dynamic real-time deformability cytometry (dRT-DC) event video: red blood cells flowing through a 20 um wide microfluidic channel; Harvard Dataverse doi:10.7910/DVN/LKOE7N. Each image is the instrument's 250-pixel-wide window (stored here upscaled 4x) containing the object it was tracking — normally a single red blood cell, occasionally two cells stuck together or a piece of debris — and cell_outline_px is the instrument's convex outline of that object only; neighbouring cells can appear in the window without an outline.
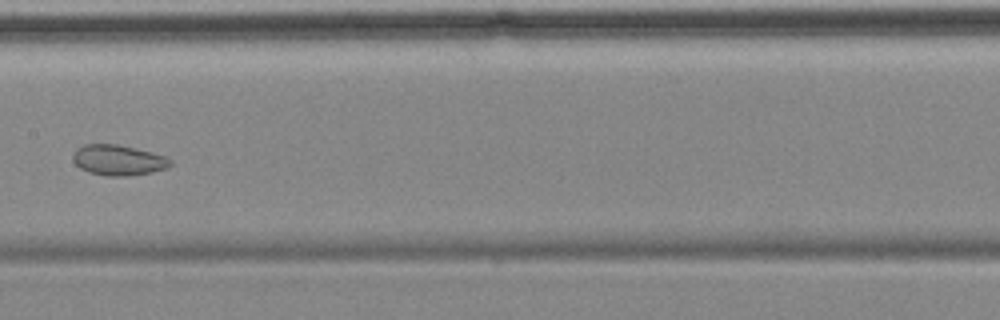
{"species": "common noctule bat (a hibernating species)", "species_latin": "Nyctalus noctula", "temperature_condition": "cold", "stored_images_in_passage": 9, "camera_frame_rate_fps": 3000, "um_per_image_px": 0.085, "animal": {"sex": "female", "body_mass_g": 18.4}, "frame": {"image": 1, "passage_image": 7, "time_ms": 8.0, "image_size_px": [1000, 320], "cell_outline_px": [[172, 164], [168, 168], [152, 172], [128, 176], [104, 176], [88, 172], [80, 168], [72, 160], [72, 156], [76, 148], [84, 144], [116, 144], [152, 152], [164, 156], [172, 160]], "centroid_in_image_um": [10.04, 13.62], "position_along_channel_um": 197.4, "area_um2": 17.46}}
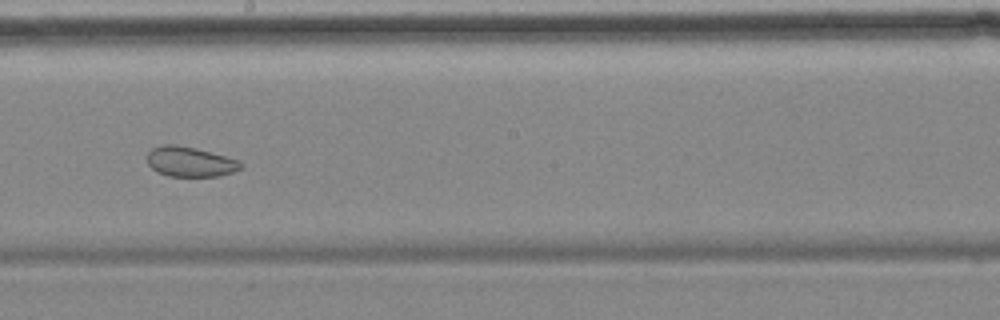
{"frame": {"image": 2, "passage_image": 8, "time_ms": 9.0, "image_size_px": [1000, 320], "cell_outline_px": [[244, 168], [220, 176], [168, 176], [156, 172], [148, 164], [148, 152], [152, 148], [164, 144], [172, 144], [192, 148], [240, 160], [244, 164]], "centroid_in_image_um": [16.17, 13.76], "position_along_channel_um": 232.0, "area_um2": 16.24}}